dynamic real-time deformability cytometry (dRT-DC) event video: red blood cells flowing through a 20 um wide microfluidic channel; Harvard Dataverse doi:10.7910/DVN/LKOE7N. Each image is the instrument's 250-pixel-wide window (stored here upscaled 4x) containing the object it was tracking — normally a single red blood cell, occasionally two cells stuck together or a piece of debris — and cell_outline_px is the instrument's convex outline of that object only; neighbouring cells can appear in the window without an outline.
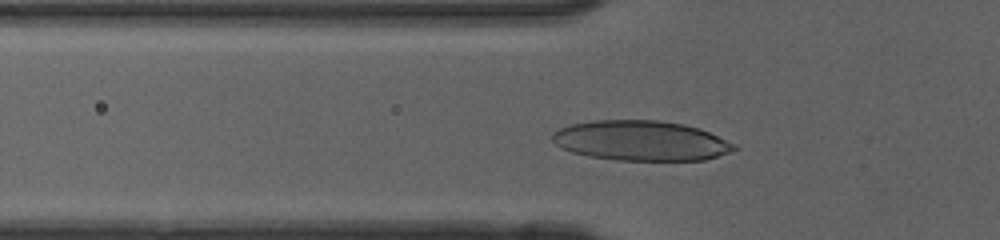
{"species": "human", "species_latin": "Homo sapiens", "temperature_condition": "cold", "stored_images_in_passage": 37, "camera_frame_rate_fps": 3000, "um_per_image_px": 0.085, "donor": {"sex": "female"}, "frame": {"image": 1, "passage_image": 12, "time_ms": 3.667, "image_size_px": [1000, 240], "cell_outline_px": [[740, 148], [732, 152], [704, 160], [616, 160], [588, 156], [572, 152], [560, 148], [552, 140], [552, 132], [568, 124], [596, 120], [660, 120], [684, 124], [700, 128], [736, 144]], "centroid_in_image_um": [54.49, 11.95], "position_along_channel_um": 71.3, "area_um2": 42.77}}
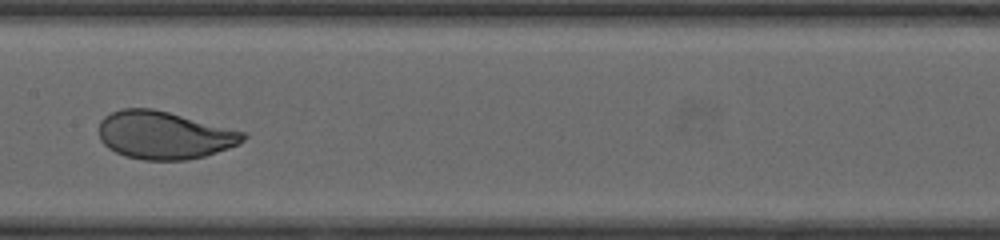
{"frame": {"image": 2, "passage_image": 21, "time_ms": 6.667, "image_size_px": [1000, 240], "cell_outline_px": [[248, 136], [244, 140], [228, 148], [204, 156], [184, 160], [144, 160], [124, 156], [108, 148], [100, 140], [100, 120], [104, 116], [120, 108], [152, 108], [248, 132]], "centroid_in_image_um": [13.95, 11.48], "position_along_channel_um": 193.4, "area_um2": 40.23}}
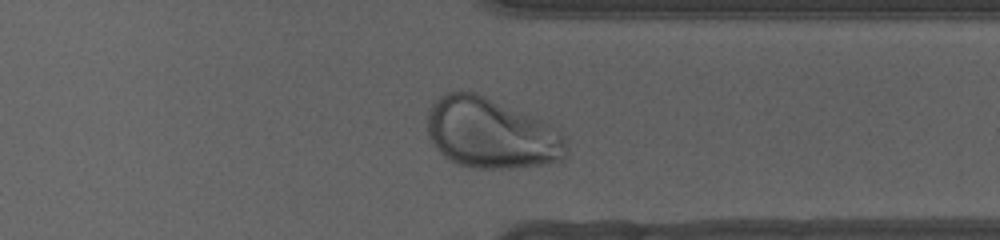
{"frame": {"image": 3, "passage_image": 34, "time_ms": 11.0, "image_size_px": [1000, 240], "cell_outline_px": [[568, 152], [564, 160], [544, 164], [512, 168], [472, 168], [460, 164], [444, 156], [436, 148], [428, 132], [428, 108], [440, 96], [448, 92], [476, 92], [548, 120], [564, 136]], "centroid_in_image_um": [41.81, 11.31], "position_along_channel_um": 369.6, "area_um2": 57.63}, "authors_computed_cell_mechanics": {"area_um2": 40.3444, "velocity_mm_per_s": 4.0673, "shape_relaxation_time_tau1_ms": 3.5757, "shape_relaxation_time_tau2_ms": null, "deformation_change_tau1": 0.1908, "deformation_change_tau2": null}}